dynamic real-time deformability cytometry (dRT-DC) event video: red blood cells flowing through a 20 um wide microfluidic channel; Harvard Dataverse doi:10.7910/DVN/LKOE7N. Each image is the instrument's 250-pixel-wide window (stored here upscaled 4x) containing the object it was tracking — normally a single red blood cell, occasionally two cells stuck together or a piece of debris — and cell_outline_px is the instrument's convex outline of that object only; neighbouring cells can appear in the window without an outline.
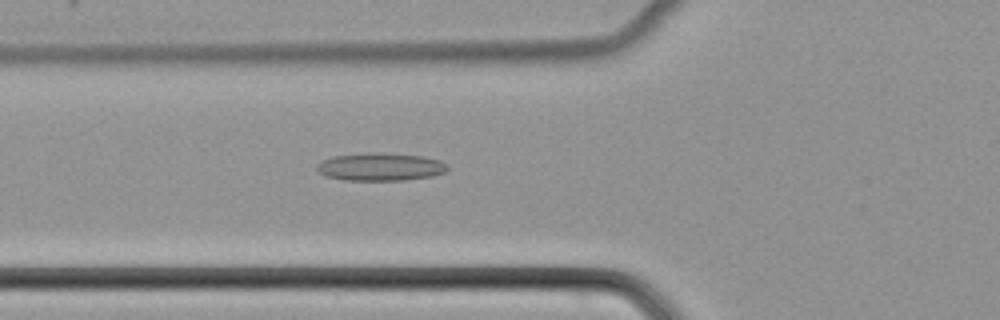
{"species": "common noctule bat (a hibernating species)", "species_latin": "Nyctalus noctula", "temperature_condition": "cold", "stored_images_in_passage": 28, "camera_frame_rate_fps": 3000, "um_per_image_px": 0.085, "animal": {"sex": "female", "body_mass_g": 22.7, "forearm_length_mm": 54.2}, "frame": {"image": 1, "passage_image": 15, "time_ms": 4.667, "image_size_px": [1000, 320], "cell_outline_px": [[448, 168], [444, 172], [432, 176], [404, 180], [344, 180], [324, 176], [316, 168], [316, 164], [332, 156], [376, 152], [424, 156], [440, 160], [448, 164]], "centroid_in_image_um": [32.34, 14.18], "position_along_channel_um": 93.5, "area_um2": 21.21}}
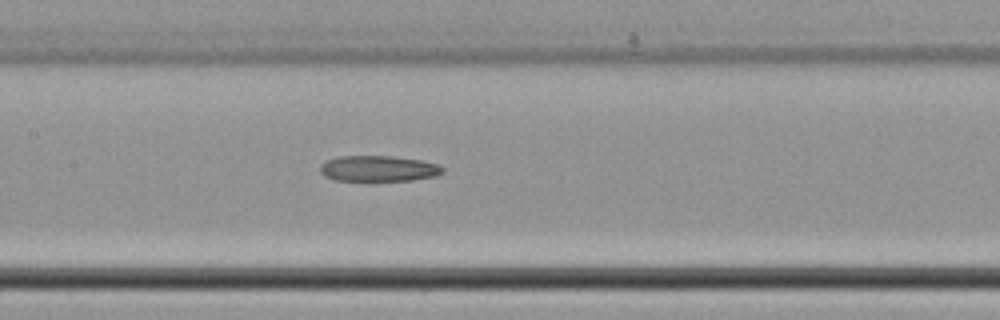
{"frame": {"image": 2, "passage_image": 21, "time_ms": 6.667, "image_size_px": [1000, 320], "cell_outline_px": [[444, 172], [436, 176], [412, 180], [336, 180], [324, 176], [320, 172], [320, 164], [328, 160], [340, 156], [392, 156], [420, 160], [436, 164], [444, 168]], "centroid_in_image_um": [32.17, 14.32], "position_along_channel_um": 175.2, "area_um2": 18.26}}
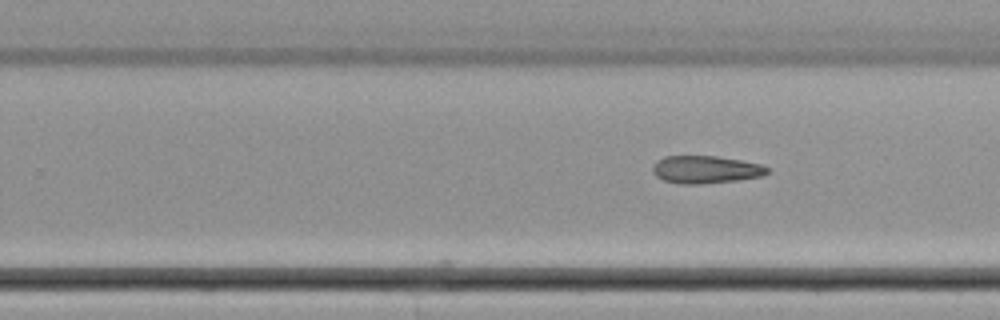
{"frame": {"image": 3, "passage_image": 28, "time_ms": 9.0, "image_size_px": [1000, 320], "cell_outline_px": [[768, 172], [764, 176], [736, 180], [700, 184], [680, 184], [664, 180], [656, 176], [652, 172], [652, 164], [656, 160], [664, 156], [716, 156], [740, 160], [760, 164], [768, 168]], "centroid_in_image_um": [59.94, 14.41], "position_along_channel_um": 269.9, "area_um2": 18.5}}